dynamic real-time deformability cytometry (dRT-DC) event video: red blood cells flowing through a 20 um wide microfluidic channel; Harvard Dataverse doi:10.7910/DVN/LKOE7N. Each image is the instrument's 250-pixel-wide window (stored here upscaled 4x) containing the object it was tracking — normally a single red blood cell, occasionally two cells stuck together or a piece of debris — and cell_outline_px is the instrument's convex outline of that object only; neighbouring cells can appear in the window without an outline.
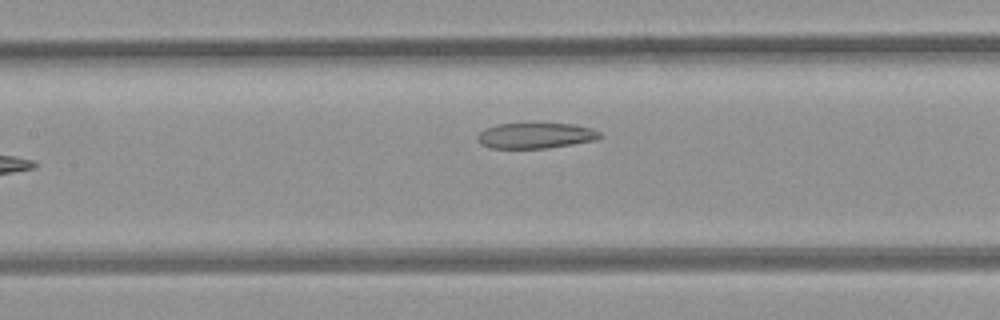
{"species": "common noctule bat (a hibernating species)", "species_latin": "Nyctalus noctula", "temperature_condition": "room temperature", "stored_images_in_passage": 10, "camera_frame_rate_fps": 3000, "um_per_image_px": 0.085, "animal": {"sex": "female", "body_mass_g": 21.9}, "frame": {"image": 1, "passage_image": 6, "time_ms": 1.667, "image_size_px": [1000, 320], "cell_outline_px": [[604, 136], [596, 140], [548, 148], [488, 148], [480, 144], [480, 132], [484, 128], [496, 124], [572, 124], [592, 128], [600, 132]], "centroid_in_image_um": [45.56, 11.53], "position_along_channel_um": 161.8, "area_um2": 18.15}}
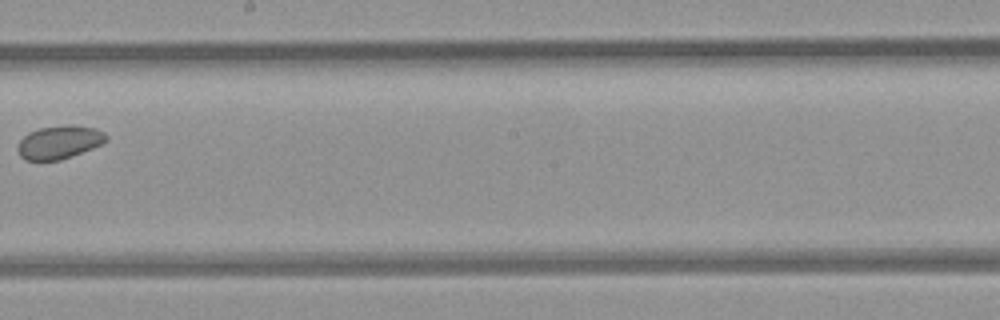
{"frame": {"image": 2, "passage_image": 9, "time_ms": 2.667, "image_size_px": [1000, 320], "cell_outline_px": [[108, 140], [92, 148], [72, 156], [60, 160], [24, 160], [20, 156], [16, 148], [20, 140], [28, 132], [40, 128], [64, 124], [68, 124], [96, 128], [104, 132], [108, 136]], "centroid_in_image_um": [5.03, 12.07], "position_along_channel_um": 243.2, "area_um2": 17.28}}
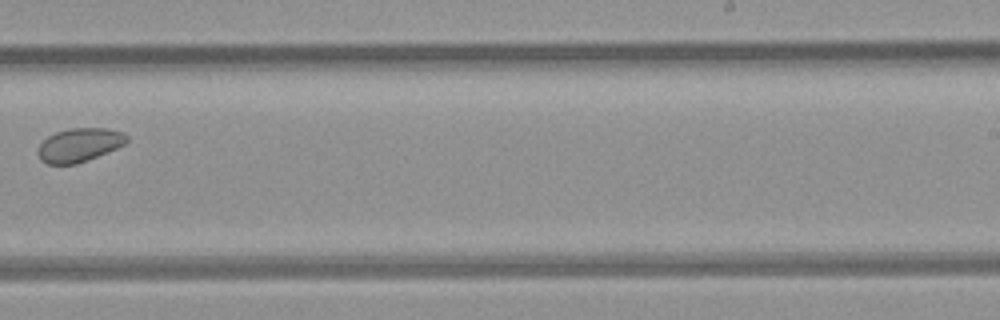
{"frame": {"image": 3, "passage_image": 10, "time_ms": 3.0, "image_size_px": [1000, 320], "cell_outline_px": [[128, 140], [124, 144], [108, 152], [88, 160], [76, 164], [48, 164], [40, 160], [40, 144], [48, 136], [56, 132], [68, 128], [108, 128], [124, 132], [128, 136]], "centroid_in_image_um": [6.79, 12.31], "position_along_channel_um": 282.2, "area_um2": 17.34}}